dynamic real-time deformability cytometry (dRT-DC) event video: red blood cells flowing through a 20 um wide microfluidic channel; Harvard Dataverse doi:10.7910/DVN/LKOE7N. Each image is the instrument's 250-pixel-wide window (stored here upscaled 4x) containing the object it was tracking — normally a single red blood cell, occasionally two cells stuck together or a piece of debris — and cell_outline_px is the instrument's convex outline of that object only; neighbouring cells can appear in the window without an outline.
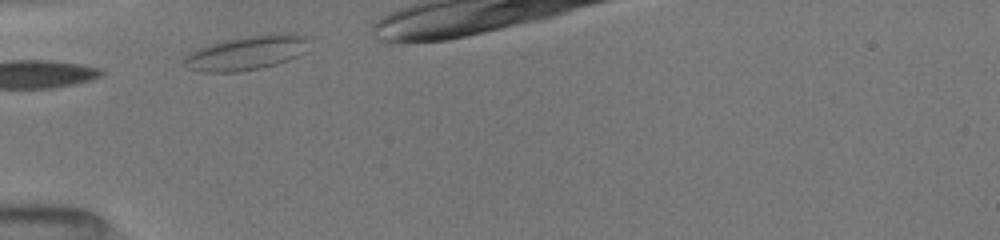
{"species": "common noctule bat (a hibernating species)", "species_latin": "Nyctalus noctula", "temperature_condition": "room temperature", "stored_images_in_passage": 7, "camera_frame_rate_fps": 3000, "um_per_image_px": 0.085, "animal": {"sex": "female", "body_mass_g": 19.5, "forearm_length_mm": 54.1}, "frame": {"image": 1, "passage_image": 1, "time_ms": 0.0, "image_size_px": [1000, 240], "cell_outline_px": [[308, 36], [304, 52], [288, 60], [276, 64], [260, 68], [240, 72], [200, 72], [188, 68], [184, 64], [184, 56], [188, 52], [212, 44], [240, 36], [292, 32]], "centroid_in_image_um": [20.95, 4.49], "position_along_channel_um": 64.1, "area_um2": 24.97}}